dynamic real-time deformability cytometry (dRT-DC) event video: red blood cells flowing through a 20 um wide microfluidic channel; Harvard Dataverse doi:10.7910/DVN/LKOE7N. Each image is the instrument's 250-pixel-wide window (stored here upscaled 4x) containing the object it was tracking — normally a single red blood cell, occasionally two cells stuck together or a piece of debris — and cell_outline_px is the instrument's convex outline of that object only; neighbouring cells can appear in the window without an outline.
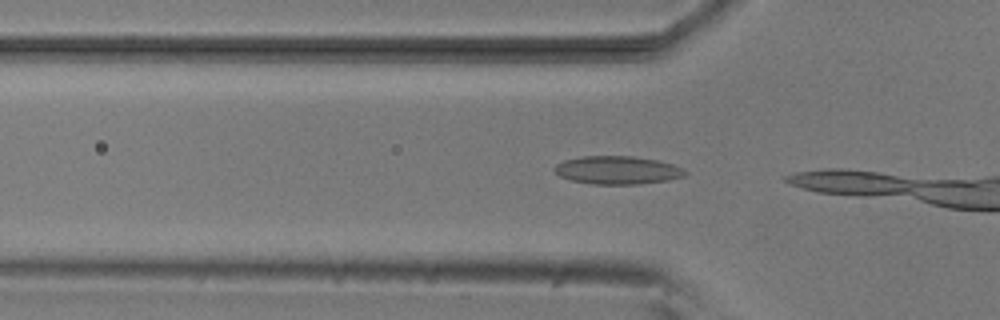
{"species": "common noctule bat (a hibernating species)", "species_latin": "Nyctalus noctula", "temperature_condition": "room temperature", "stored_images_in_passage": 3, "camera_frame_rate_fps": 3000, "um_per_image_px": 0.085, "animal": {"sex": "male", "body_mass_g": 20.5, "forearm_length_mm": 52.5}, "frame": {"image": 1, "passage_image": 2, "time_ms": 0.333, "image_size_px": [1000, 320], "cell_outline_px": [[688, 172], [684, 176], [668, 180], [636, 184], [592, 184], [572, 180], [560, 176], [552, 168], [556, 164], [564, 160], [584, 156], [632, 156], [660, 160], [684, 168]], "centroid_in_image_um": [52.5, 14.45], "position_along_channel_um": 73.3, "area_um2": 21.44}}